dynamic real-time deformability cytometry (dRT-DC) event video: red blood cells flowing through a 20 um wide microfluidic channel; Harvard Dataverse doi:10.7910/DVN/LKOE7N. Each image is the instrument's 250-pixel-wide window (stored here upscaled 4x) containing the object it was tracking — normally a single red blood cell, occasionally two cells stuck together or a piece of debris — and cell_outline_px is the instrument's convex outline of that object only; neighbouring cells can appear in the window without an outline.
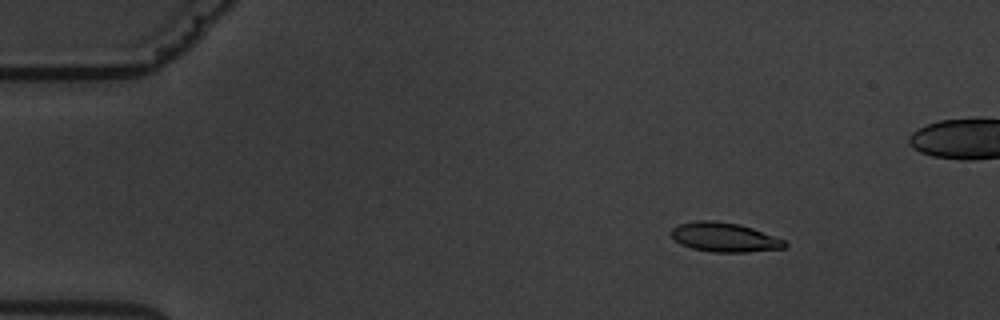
{"species": "common noctule bat (a hibernating species)", "species_latin": "Nyctalus noctula", "temperature_condition": "warm", "stored_images_in_passage": 6, "camera_frame_rate_fps": 3000, "um_per_image_px": 0.085, "animal": {"sex": "male", "body_mass_g": 19.5, "forearm_length_mm": 54.6}, "frame": {"image": 1, "passage_image": 3, "time_ms": 2.333, "image_size_px": [1000, 320], "cell_outline_px": [[788, 244], [784, 248], [748, 252], [712, 252], [692, 248], [680, 244], [672, 236], [672, 228], [680, 224], [696, 220], [712, 220], [740, 224], [752, 228], [784, 240]], "centroid_in_image_um": [61.58, 20.17], "position_along_channel_um": 23.4, "area_um2": 19.25}}